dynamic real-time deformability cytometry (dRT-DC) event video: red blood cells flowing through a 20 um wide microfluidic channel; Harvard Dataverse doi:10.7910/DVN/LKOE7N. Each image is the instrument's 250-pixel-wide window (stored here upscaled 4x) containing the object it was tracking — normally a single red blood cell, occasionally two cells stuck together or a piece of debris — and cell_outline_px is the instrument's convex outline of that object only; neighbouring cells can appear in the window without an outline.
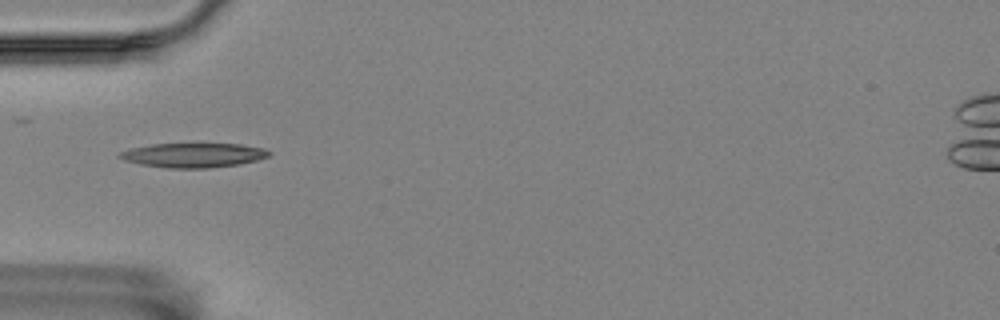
{"species": "Egyptian fruit bat (a non-hibernating species)", "species_latin": "Rousettus aegyptiacus", "temperature_condition": "room temperature", "stored_images_in_passage": 24, "camera_frame_rate_fps": 3000, "um_per_image_px": 0.085, "animal": {"sex": "female"}, "frame": {"image": 1, "passage_image": 1, "time_ms": 0.0, "image_size_px": [1000, 320], "cell_outline_px": [[272, 152], [268, 156], [256, 160], [240, 164], [208, 168], [168, 168], [140, 164], [124, 160], [116, 156], [120, 152], [132, 148], [152, 144], [240, 144], [264, 148]], "centroid_in_image_um": [16.44, 13.19], "position_along_channel_um": 68.6, "area_um2": 21.15}}
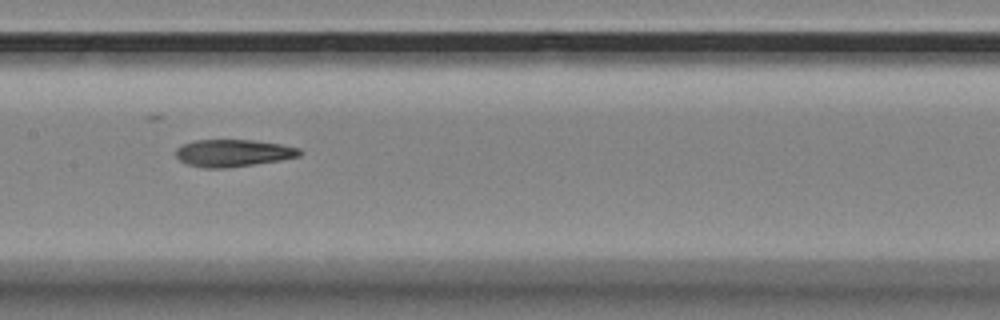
{"frame": {"image": 2, "passage_image": 11, "time_ms": 3.333, "image_size_px": [1000, 320], "cell_outline_px": [[300, 156], [280, 160], [228, 168], [204, 168], [188, 164], [180, 160], [176, 156], [176, 148], [184, 144], [196, 140], [252, 140], [280, 144], [300, 148]], "centroid_in_image_um": [19.81, 13.01], "position_along_channel_um": 187.6, "area_um2": 19.48}}
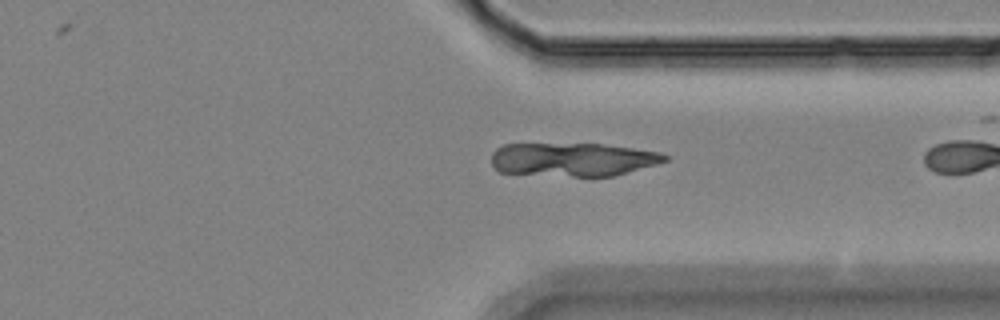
{"frame": {"image": 3, "passage_image": 23, "time_ms": 7.333, "image_size_px": [1000, 320], "cell_outline_px": [[668, 160], [656, 164], [612, 176], [572, 176], [500, 172], [492, 164], [492, 152], [496, 148], [504, 144], [600, 144], [632, 148], [660, 152], [668, 156]], "centroid_in_image_um": [48.68, 13.54], "position_along_channel_um": 362.7, "area_um2": 33.52}}